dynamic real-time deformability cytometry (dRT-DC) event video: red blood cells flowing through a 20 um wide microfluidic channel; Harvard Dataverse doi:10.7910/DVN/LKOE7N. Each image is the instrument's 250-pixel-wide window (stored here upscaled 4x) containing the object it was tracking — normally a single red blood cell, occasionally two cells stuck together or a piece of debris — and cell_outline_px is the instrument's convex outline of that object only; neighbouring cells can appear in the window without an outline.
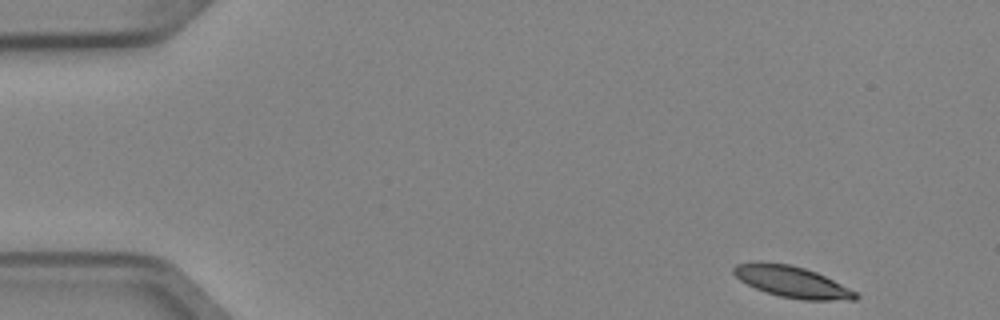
{"species": "Egyptian fruit bat (a non-hibernating species)", "species_latin": "Rousettus aegyptiacus", "temperature_condition": "cold", "stored_images_in_passage": 4, "camera_frame_rate_fps": 3000, "um_per_image_px": 0.085, "animal": {"sex": "female"}, "frame": {"image": 1, "passage_image": 1, "time_ms": 0.0, "image_size_px": [1000, 320], "cell_outline_px": [[860, 296], [856, 300], [804, 300], [780, 296], [764, 292], [740, 280], [732, 272], [732, 268], [736, 264], [788, 264], [804, 268], [816, 272], [856, 292]], "centroid_in_image_um": [67.36, 23.99], "position_along_channel_um": 17.6, "area_um2": 21.5}}
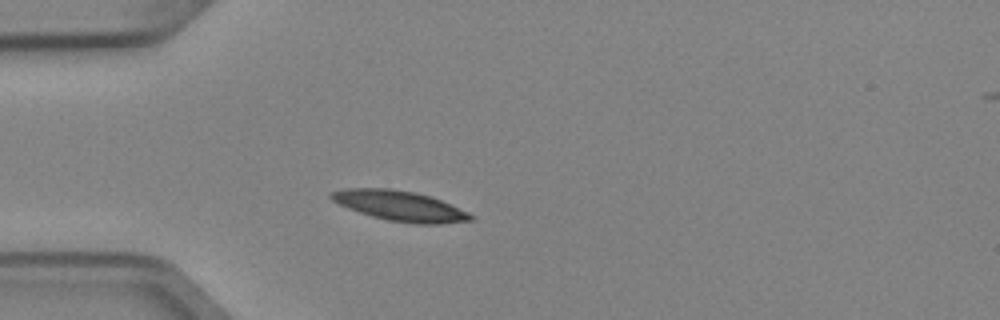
{"frame": {"image": 2, "passage_image": 3, "time_ms": 0.667, "image_size_px": [1000, 320], "cell_outline_px": [[472, 220], [440, 224], [416, 224], [388, 220], [372, 216], [348, 208], [332, 200], [328, 196], [332, 192], [344, 188], [388, 188], [412, 192], [432, 196], [468, 212], [472, 216]], "centroid_in_image_um": [33.98, 17.49], "position_along_channel_um": 51.0, "area_um2": 24.28}}